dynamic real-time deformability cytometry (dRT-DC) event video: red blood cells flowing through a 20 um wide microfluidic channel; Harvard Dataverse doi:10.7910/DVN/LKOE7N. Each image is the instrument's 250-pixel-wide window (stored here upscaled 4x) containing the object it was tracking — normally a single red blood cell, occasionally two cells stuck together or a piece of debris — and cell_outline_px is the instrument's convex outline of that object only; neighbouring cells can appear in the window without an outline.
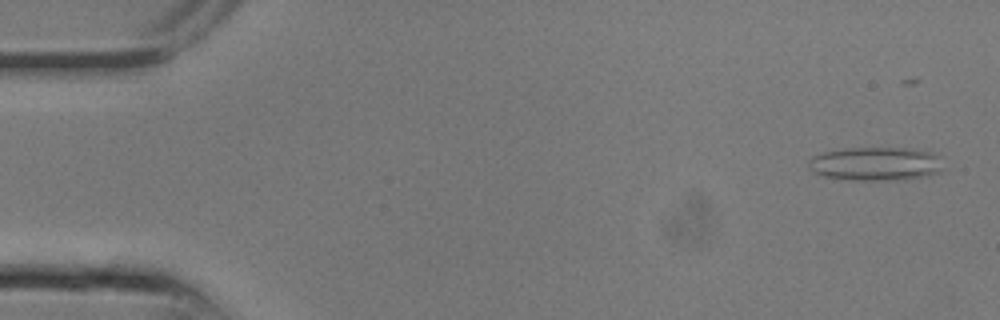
{"species": "common noctule bat (a hibernating species)", "species_latin": "Nyctalus noctula", "temperature_condition": "room temperature", "stored_images_in_passage": 4, "camera_frame_rate_fps": 3000, "um_per_image_px": 0.085, "animal": {"sex": "male", "body_mass_g": 13.3}, "frame": {"image": 1, "passage_image": 1, "time_ms": 0.0, "image_size_px": [1000, 320], "cell_outline_px": [[944, 156], [940, 172], [928, 176], [908, 180], [852, 180], [824, 176], [808, 168], [808, 160], [812, 156], [824, 152], [848, 148], [904, 148], [928, 152]], "centroid_in_image_um": [74.48, 13.93], "position_along_channel_um": 10.5, "area_um2": 26.65}}